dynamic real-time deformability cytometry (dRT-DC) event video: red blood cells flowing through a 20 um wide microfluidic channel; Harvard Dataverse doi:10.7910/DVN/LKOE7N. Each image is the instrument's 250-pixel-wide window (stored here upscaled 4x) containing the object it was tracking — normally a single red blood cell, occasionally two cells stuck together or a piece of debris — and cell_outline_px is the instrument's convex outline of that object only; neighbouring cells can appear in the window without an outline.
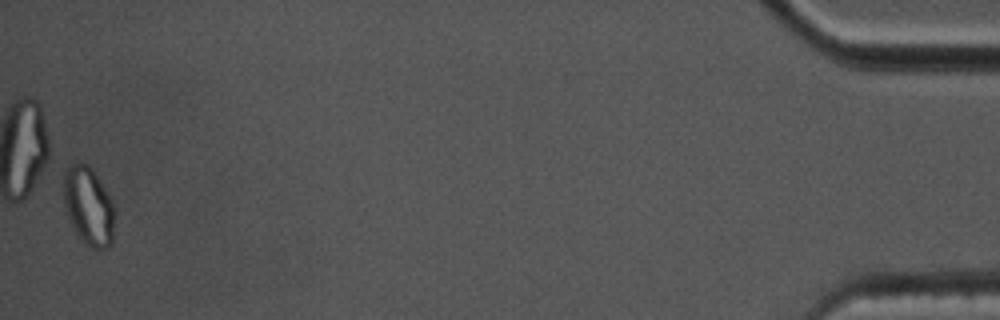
{"species": "common noctule bat (a hibernating species)", "species_latin": "Nyctalus noctula", "temperature_condition": "cold", "stored_images_in_passage": 56, "camera_frame_rate_fps": 3000, "um_per_image_px": 0.085, "animal": {"sex": "male", "body_mass_g": 17.5, "forearm_length_mm": 52.3}, "frame": {"image": 1, "passage_image": 56, "time_ms": 18.333, "image_size_px": [1000, 320], "cell_outline_px": [[116, 212], [112, 244], [108, 248], [92, 248], [84, 244], [76, 236], [68, 220], [64, 204], [64, 168], [72, 164], [88, 164], [92, 168], [108, 192], [116, 208]], "centroid_in_image_um": [7.55, 17.56], "position_along_channel_um": 427.7, "area_um2": 24.04}}